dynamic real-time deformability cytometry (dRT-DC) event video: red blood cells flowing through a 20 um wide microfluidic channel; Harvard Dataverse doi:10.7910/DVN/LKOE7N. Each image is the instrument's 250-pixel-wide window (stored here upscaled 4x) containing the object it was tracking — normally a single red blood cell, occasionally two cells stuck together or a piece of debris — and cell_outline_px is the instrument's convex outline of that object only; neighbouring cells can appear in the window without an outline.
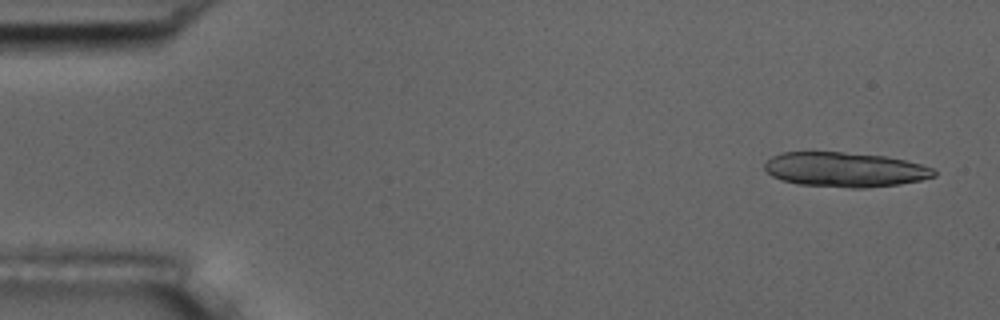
{"species": "common noctule bat (a hibernating species)", "species_latin": "Nyctalus noctula", "temperature_condition": "room temperature", "stored_images_in_passage": 16, "camera_frame_rate_fps": 3000, "um_per_image_px": 0.085, "animal": {"sex": "male", "body_mass_g": 17.5, "forearm_length_mm": 52.3}, "frame": {"image": 1, "passage_image": 3, "time_ms": 0.667, "image_size_px": [1000, 320], "cell_outline_px": [[936, 176], [920, 180], [896, 184], [864, 188], [852, 188], [800, 184], [780, 180], [772, 176], [764, 168], [764, 164], [772, 156], [780, 152], [844, 152], [888, 156], [920, 164], [932, 168], [936, 172]], "centroid_in_image_um": [71.8, 14.41], "position_along_channel_um": 13.2, "area_um2": 34.16}}